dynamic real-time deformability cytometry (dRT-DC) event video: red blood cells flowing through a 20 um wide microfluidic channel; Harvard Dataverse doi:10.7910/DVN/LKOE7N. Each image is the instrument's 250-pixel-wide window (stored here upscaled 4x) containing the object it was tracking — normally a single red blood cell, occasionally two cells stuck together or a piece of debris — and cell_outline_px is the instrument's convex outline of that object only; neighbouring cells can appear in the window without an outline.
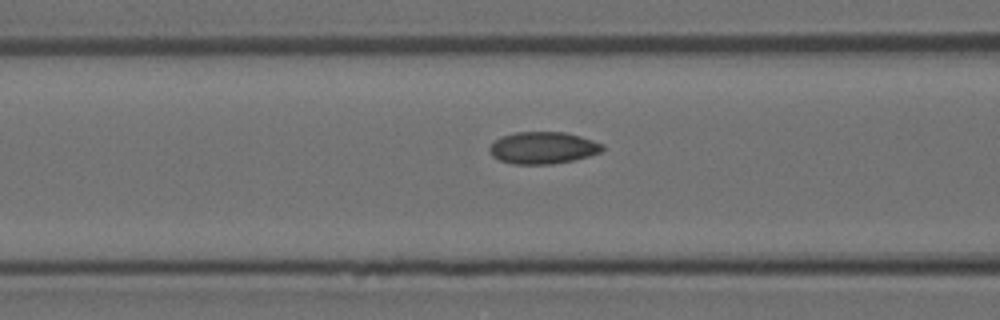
{"species": "Egyptian fruit bat (a non-hibernating species)", "species_latin": "Rousettus aegyptiacus", "temperature_condition": "room temperature", "stored_images_in_passage": 14, "camera_frame_rate_fps": 3000, "um_per_image_px": 0.085, "animal": {"sex": "female"}, "frame": {"image": 1, "passage_image": 12, "time_ms": 3.667, "image_size_px": [1000, 320], "cell_outline_px": [[604, 148], [600, 152], [588, 156], [572, 160], [552, 164], [512, 164], [500, 160], [492, 156], [488, 152], [488, 148], [500, 136], [516, 132], [564, 132], [580, 136], [604, 144]], "centroid_in_image_um": [46.12, 12.56], "position_along_channel_um": 120.5, "area_um2": 21.04}}